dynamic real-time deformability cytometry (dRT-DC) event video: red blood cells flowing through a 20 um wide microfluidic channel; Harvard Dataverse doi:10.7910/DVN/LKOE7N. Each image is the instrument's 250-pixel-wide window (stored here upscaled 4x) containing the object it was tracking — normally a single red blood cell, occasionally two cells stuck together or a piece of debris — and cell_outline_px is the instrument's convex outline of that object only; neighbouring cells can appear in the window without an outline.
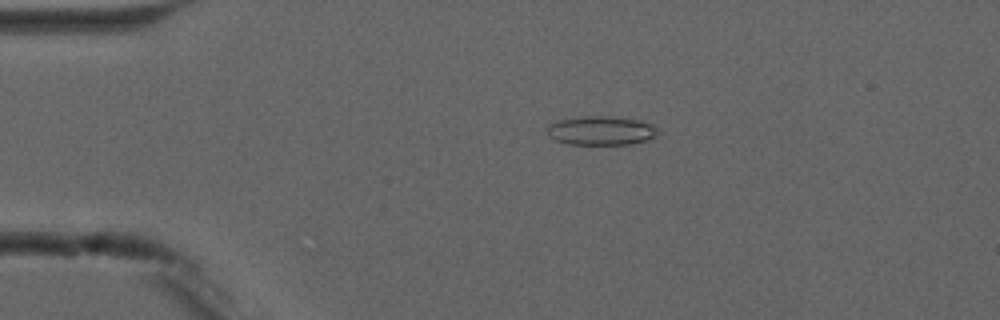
{"species": "common noctule bat (a hibernating species)", "species_latin": "Nyctalus noctula", "temperature_condition": "cold", "stored_images_in_passage": 5, "camera_frame_rate_fps": 3000, "um_per_image_px": 0.085, "animal": {"sex": "male", "forearm_length_mm": 52.5}, "frame": {"image": 1, "passage_image": 4, "time_ms": 3.667, "image_size_px": [1000, 320], "cell_outline_px": [[660, 132], [656, 136], [648, 140], [628, 144], [568, 144], [556, 140], [548, 136], [548, 124], [556, 120], [584, 116], [604, 116], [640, 120], [652, 124]], "centroid_in_image_um": [51.09, 11.1], "position_along_channel_um": 33.9, "area_um2": 18.73}}